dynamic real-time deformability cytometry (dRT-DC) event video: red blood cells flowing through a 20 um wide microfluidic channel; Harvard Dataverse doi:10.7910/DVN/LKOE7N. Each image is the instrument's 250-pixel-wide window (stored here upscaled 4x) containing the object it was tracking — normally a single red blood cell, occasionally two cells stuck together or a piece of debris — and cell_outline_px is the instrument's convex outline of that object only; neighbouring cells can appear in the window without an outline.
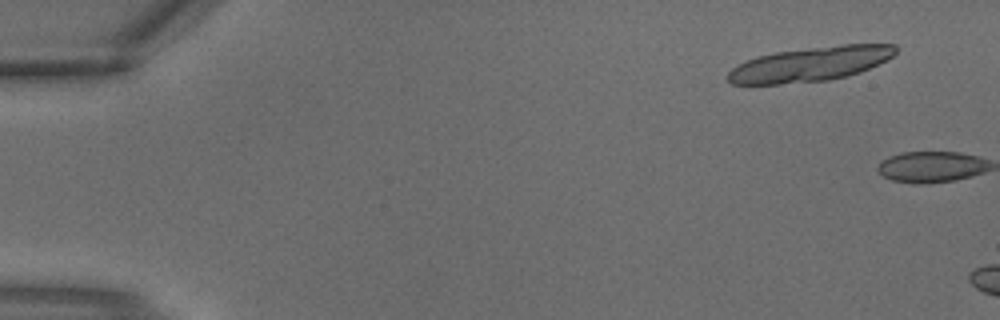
{"species": "common noctule bat (a hibernating species)", "species_latin": "Nyctalus noctula", "temperature_condition": "warm", "stored_images_in_passage": 2, "camera_frame_rate_fps": 3000, "um_per_image_px": 0.085, "animal": {"sex": "male", "body_mass_g": 18.8}, "frame": {"image": 1, "passage_image": 1, "time_ms": 0.0, "image_size_px": [1000, 320], "cell_outline_px": [[896, 52], [892, 56], [860, 72], [848, 76], [828, 80], [780, 84], [732, 84], [724, 76], [732, 68], [744, 60], [756, 56], [776, 52], [840, 44], [896, 44]], "centroid_in_image_um": [68.81, 5.45], "position_along_channel_um": 16.2, "area_um2": 33.7}}